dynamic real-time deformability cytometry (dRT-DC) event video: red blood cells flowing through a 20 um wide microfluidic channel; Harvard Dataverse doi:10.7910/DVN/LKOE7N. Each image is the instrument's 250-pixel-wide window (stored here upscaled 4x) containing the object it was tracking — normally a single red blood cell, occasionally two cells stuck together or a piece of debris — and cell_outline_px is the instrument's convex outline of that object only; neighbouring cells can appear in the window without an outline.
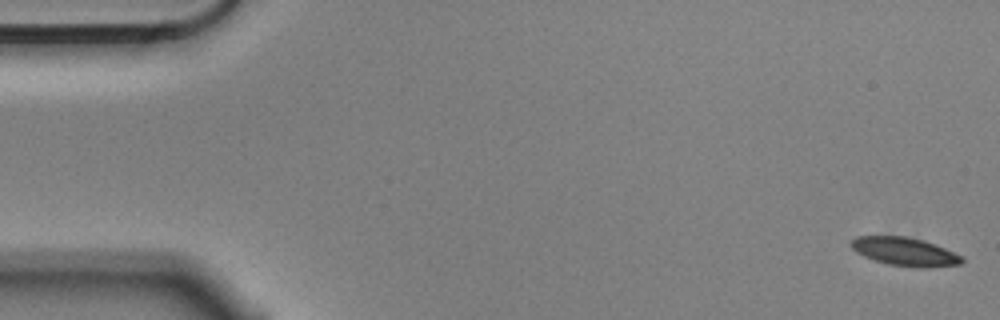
{"species": "Egyptian fruit bat (a non-hibernating species)", "species_latin": "Rousettus aegyptiacus", "temperature_condition": "cold", "stored_images_in_passage": 9, "camera_frame_rate_fps": 3000, "um_per_image_px": 0.085, "animal": {"sex": "male"}, "frame": {"image": 1, "passage_image": 1, "time_ms": 0.0, "image_size_px": [1000, 320], "cell_outline_px": [[964, 260], [960, 264], [928, 268], [920, 268], [888, 264], [864, 256], [856, 252], [848, 244], [856, 236], [908, 236], [924, 240], [964, 256]], "centroid_in_image_um": [76.92, 21.38], "position_along_channel_um": 8.1, "area_um2": 18.44}}
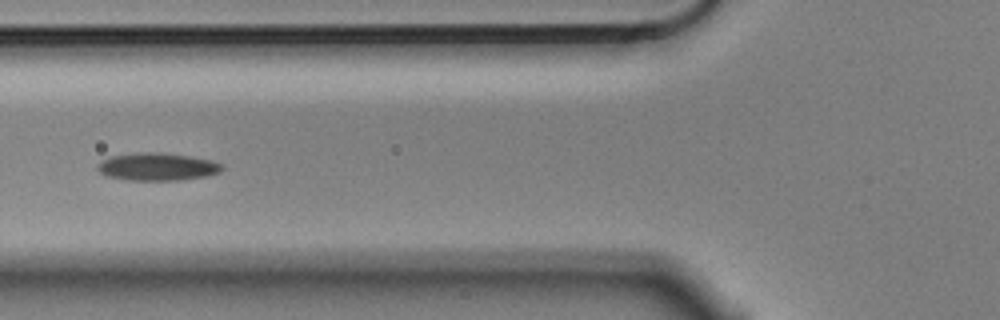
{"frame": {"image": 2, "passage_image": 6, "time_ms": 1.667, "image_size_px": [1000, 320], "cell_outline_px": [[224, 168], [220, 172], [208, 176], [180, 180], [128, 180], [104, 176], [96, 168], [96, 164], [112, 156], [140, 152], [160, 152], [188, 156], [212, 160], [224, 164]], "centroid_in_image_um": [13.39, 14.18], "position_along_channel_um": 112.4, "area_um2": 20.23}}
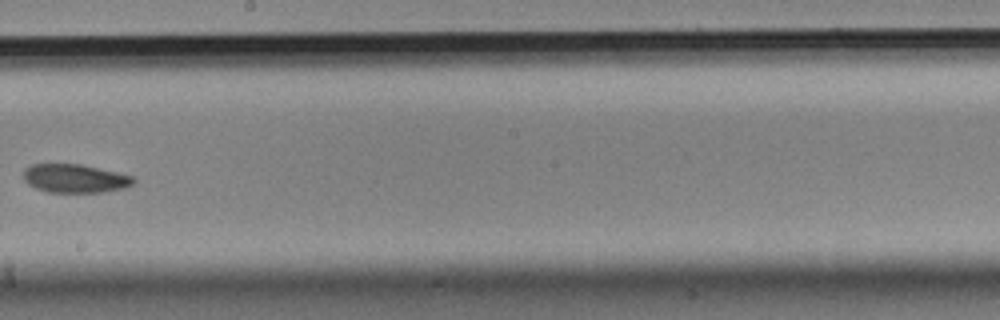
{"frame": {"image": 3, "passage_image": 9, "time_ms": 2.667, "image_size_px": [1000, 320], "cell_outline_px": [[136, 180], [132, 184], [124, 188], [104, 192], [48, 192], [36, 188], [28, 184], [24, 180], [24, 168], [32, 164], [80, 164], [116, 172], [132, 176]], "centroid_in_image_um": [6.35, 15.17], "position_along_channel_um": 241.8, "area_um2": 18.21}}